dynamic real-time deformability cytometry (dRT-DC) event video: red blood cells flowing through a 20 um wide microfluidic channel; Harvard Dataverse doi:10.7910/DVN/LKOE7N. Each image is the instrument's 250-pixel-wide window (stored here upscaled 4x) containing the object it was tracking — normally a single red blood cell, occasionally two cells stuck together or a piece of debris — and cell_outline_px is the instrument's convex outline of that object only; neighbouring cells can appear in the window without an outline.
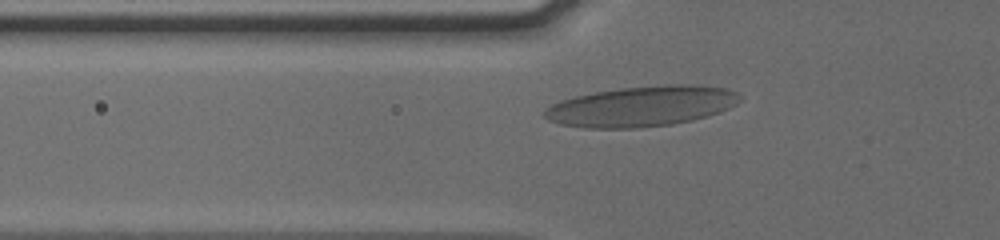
{"species": "human", "species_latin": "Homo sapiens", "temperature_condition": "cold", "stored_images_in_passage": 37, "camera_frame_rate_fps": 3000, "um_per_image_px": 0.085, "donor": {"sex": "male"}, "frame": {"image": 1, "passage_image": 8, "time_ms": 2.333, "image_size_px": [1000, 240], "cell_outline_px": [[740, 100], [736, 104], [720, 112], [692, 120], [672, 124], [636, 128], [584, 128], [560, 124], [548, 120], [544, 116], [544, 112], [552, 104], [560, 100], [576, 96], [596, 92], [620, 88], [664, 84], [692, 84], [724, 88], [736, 92], [740, 96]], "centroid_in_image_um": [54.53, 9.03], "position_along_channel_um": 71.3, "area_um2": 45.84}}
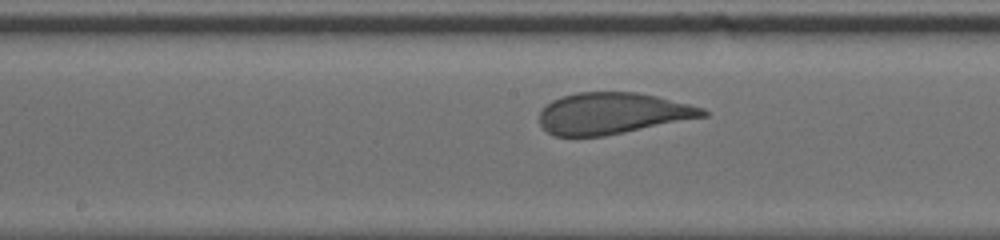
{"frame": {"image": 2, "passage_image": 18, "time_ms": 5.667, "image_size_px": [1000, 240], "cell_outline_px": [[708, 116], [604, 136], [556, 136], [548, 132], [540, 124], [540, 112], [552, 100], [560, 96], [576, 92], [636, 92], [656, 96], [704, 108], [708, 112]], "centroid_in_image_um": [52.06, 9.63], "position_along_channel_um": 196.1, "area_um2": 39.25}}
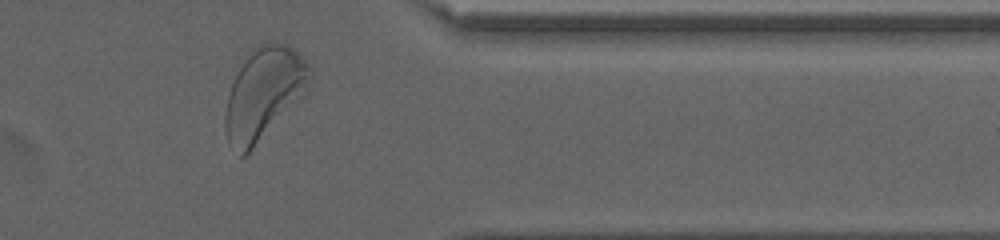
{"frame": {"image": 3, "passage_image": 34, "time_ms": 11.0, "image_size_px": [1000, 240], "cell_outline_px": [[312, 76], [308, 92], [244, 156], [240, 156], [228, 144], [224, 128], [224, 116], [228, 96], [232, 84], [248, 52], [260, 44], [284, 44], [292, 48], [312, 68]], "centroid_in_image_um": [22.43, 7.97], "position_along_channel_um": 389.0, "area_um2": 44.85}, "authors_computed_cell_mechanics": {"area_um2": 41.038, "velocity_mm_per_s": 3.7847, "shape_relaxation_time_tau1_ms": 3.0605, "shape_relaxation_time_tau2_ms": null, "deformation_change_tau1": 0.1422, "deformation_change_tau2": null}}